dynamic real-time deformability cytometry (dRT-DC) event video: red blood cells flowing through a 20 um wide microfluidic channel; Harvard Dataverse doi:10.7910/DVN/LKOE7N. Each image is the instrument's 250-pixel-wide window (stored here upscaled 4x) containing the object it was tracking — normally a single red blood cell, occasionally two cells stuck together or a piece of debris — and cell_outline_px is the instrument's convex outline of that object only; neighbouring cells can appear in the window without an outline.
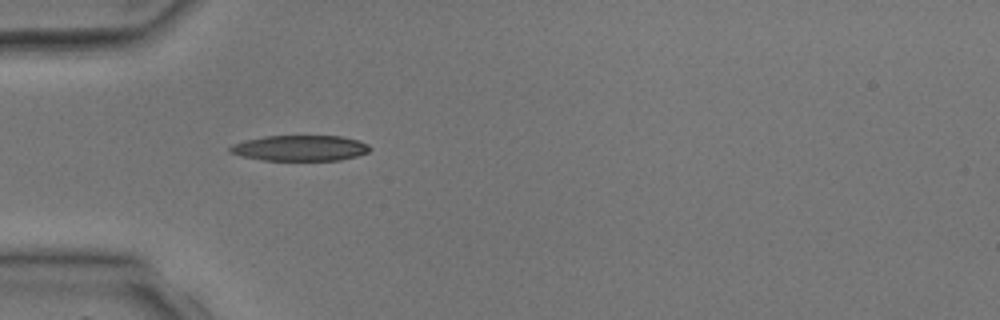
{"species": "common noctule bat (a hibernating species)", "species_latin": "Nyctalus noctula", "temperature_condition": "room temperature", "stored_images_in_passage": 6, "camera_frame_rate_fps": 3000, "um_per_image_px": 0.085, "animal": {"sex": "male", "body_mass_g": 17.9, "forearm_length_mm": 54.2}, "frame": {"image": 1, "passage_image": 5, "time_ms": 6.0, "image_size_px": [1000, 320], "cell_outline_px": [[372, 148], [368, 152], [356, 156], [340, 160], [264, 160], [240, 156], [228, 152], [228, 148], [232, 144], [244, 140], [264, 136], [340, 136], [356, 140], [368, 144]], "centroid_in_image_um": [25.46, 12.59], "position_along_channel_um": 59.5, "area_um2": 20.92}}